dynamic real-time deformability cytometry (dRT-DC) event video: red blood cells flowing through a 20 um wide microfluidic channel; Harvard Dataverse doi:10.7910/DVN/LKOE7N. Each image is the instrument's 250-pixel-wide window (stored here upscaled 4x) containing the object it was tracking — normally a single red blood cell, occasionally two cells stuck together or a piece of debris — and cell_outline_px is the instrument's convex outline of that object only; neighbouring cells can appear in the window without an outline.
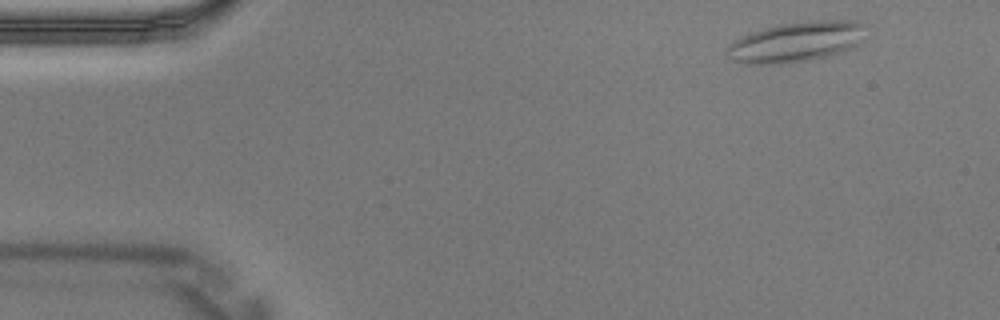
{"species": "Egyptian fruit bat (a non-hibernating species)", "species_latin": "Rousettus aegyptiacus", "temperature_condition": "warm", "stored_images_in_passage": 4, "camera_frame_rate_fps": 3000, "um_per_image_px": 0.085, "animal": {"sex": "male"}, "frame": {"image": 1, "passage_image": 1, "time_ms": 0.0, "image_size_px": [1000, 320], "cell_outline_px": [[864, 24], [860, 40], [852, 48], [840, 52], [824, 56], [804, 60], [780, 64], [748, 64], [732, 60], [724, 48], [736, 40], [752, 32], [764, 28], [780, 24], [820, 20], [856, 20]], "centroid_in_image_um": [67.64, 3.55], "position_along_channel_um": 17.4, "area_um2": 31.85}}